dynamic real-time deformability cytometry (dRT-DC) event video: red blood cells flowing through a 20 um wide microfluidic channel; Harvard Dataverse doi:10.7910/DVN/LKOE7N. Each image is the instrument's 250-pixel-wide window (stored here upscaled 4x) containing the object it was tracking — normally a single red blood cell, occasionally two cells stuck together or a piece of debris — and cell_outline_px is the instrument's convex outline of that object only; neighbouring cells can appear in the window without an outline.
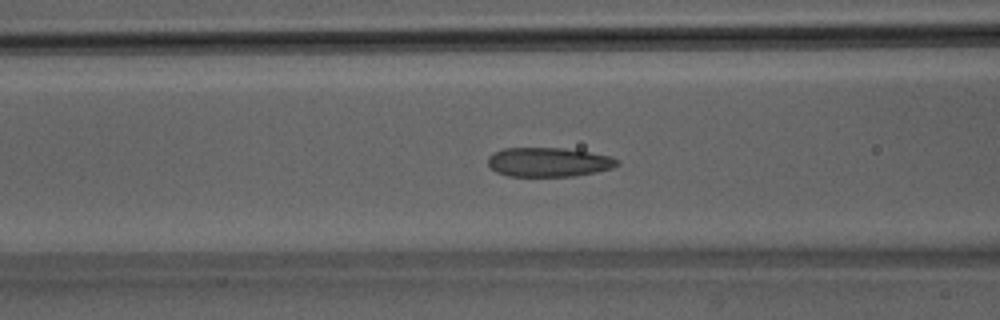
{"species": "Egyptian fruit bat (a non-hibernating species)", "species_latin": "Rousettus aegyptiacus", "temperature_condition": "room temperature", "stored_images_in_passage": 34, "camera_frame_rate_fps": 3000, "um_per_image_px": 0.085, "animal": {"sex": "male"}, "frame": {"image": 1, "passage_image": 4, "time_ms": 1.0, "image_size_px": [1000, 320], "cell_outline_px": [[620, 164], [612, 168], [596, 172], [572, 176], [508, 176], [496, 172], [488, 164], [488, 156], [492, 152], [504, 148], [564, 148], [612, 156], [620, 160]], "centroid_in_image_um": [46.64, 13.77], "position_along_channel_um": 120.0, "area_um2": 22.14}}
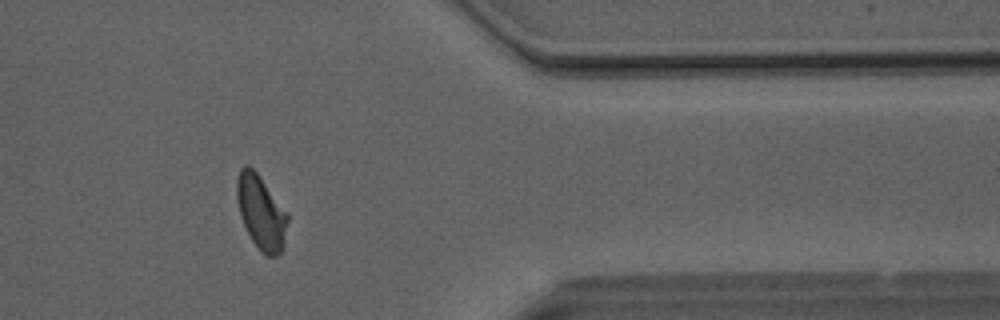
{"frame": {"image": 2, "passage_image": 25, "time_ms": 8.0, "image_size_px": [1000, 320], "cell_outline_px": [[288, 220], [284, 244], [280, 252], [276, 256], [264, 256], [260, 252], [252, 240], [240, 216], [236, 200], [236, 180], [240, 168], [244, 164], [248, 164], [256, 172], [288, 212]], "centroid_in_image_um": [22.18, 18.04], "position_along_channel_um": 389.2, "area_um2": 22.08}}
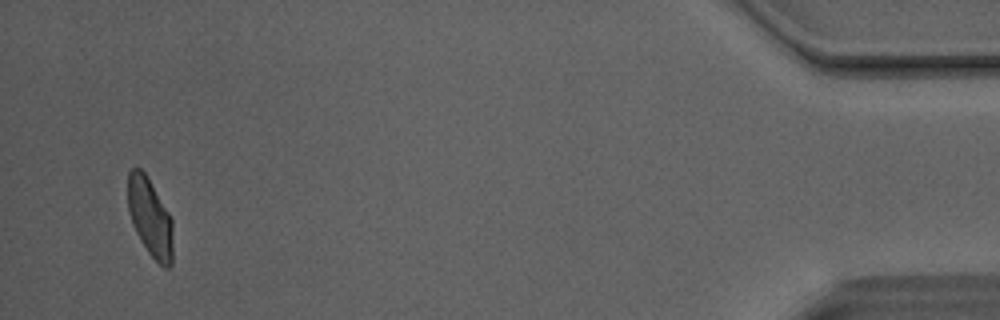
{"frame": {"image": 3, "passage_image": 32, "time_ms": 10.333, "image_size_px": [1000, 320], "cell_outline_px": [[172, 264], [168, 268], [164, 268], [148, 252], [140, 240], [132, 224], [128, 212], [128, 172], [132, 168], [140, 168], [144, 172], [168, 212], [172, 220]], "centroid_in_image_um": [12.74, 18.5], "position_along_channel_um": 422.5, "area_um2": 20.35}}